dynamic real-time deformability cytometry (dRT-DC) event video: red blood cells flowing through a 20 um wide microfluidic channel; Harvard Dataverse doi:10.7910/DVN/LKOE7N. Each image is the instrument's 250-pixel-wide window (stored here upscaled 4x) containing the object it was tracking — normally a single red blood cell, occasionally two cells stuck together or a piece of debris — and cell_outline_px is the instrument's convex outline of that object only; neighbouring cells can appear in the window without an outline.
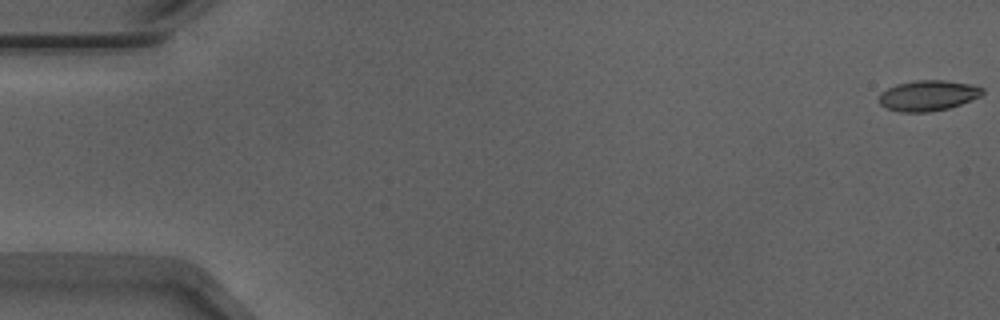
{"species": "Egyptian fruit bat (a non-hibernating species)", "species_latin": "Rousettus aegyptiacus", "temperature_condition": "warm", "stored_images_in_passage": 53, "camera_frame_rate_fps": 3000, "um_per_image_px": 0.085, "animal": {"sex": "male"}, "frame": {"image": 1, "passage_image": 1, "time_ms": 0.0, "image_size_px": [1000, 320], "cell_outline_px": [[984, 92], [980, 96], [960, 104], [948, 108], [928, 112], [900, 112], [888, 108], [880, 104], [880, 92], [896, 84], [916, 80], [944, 80], [968, 84], [984, 88]], "centroid_in_image_um": [78.87, 8.12], "position_along_channel_um": 6.1, "area_um2": 18.21}}
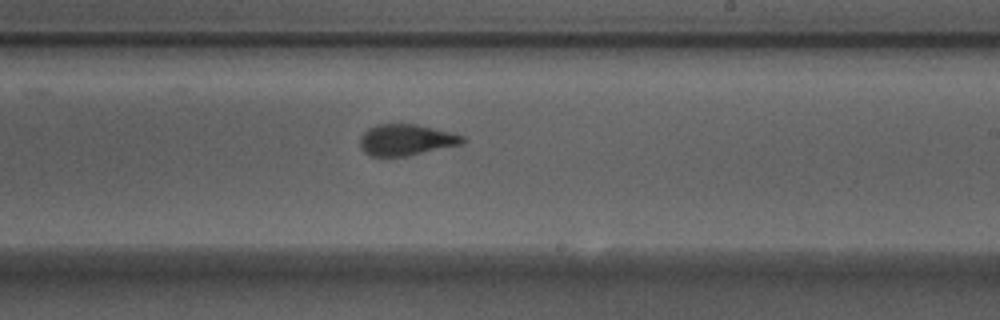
{"frame": {"image": 2, "passage_image": 32, "time_ms": 10.333, "image_size_px": [1000, 320], "cell_outline_px": [[464, 144], [408, 156], [372, 156], [364, 152], [360, 148], [360, 136], [368, 128], [376, 124], [416, 124], [452, 132], [464, 136]], "centroid_in_image_um": [34.53, 11.89], "position_along_channel_um": 254.5, "area_um2": 18.84}}
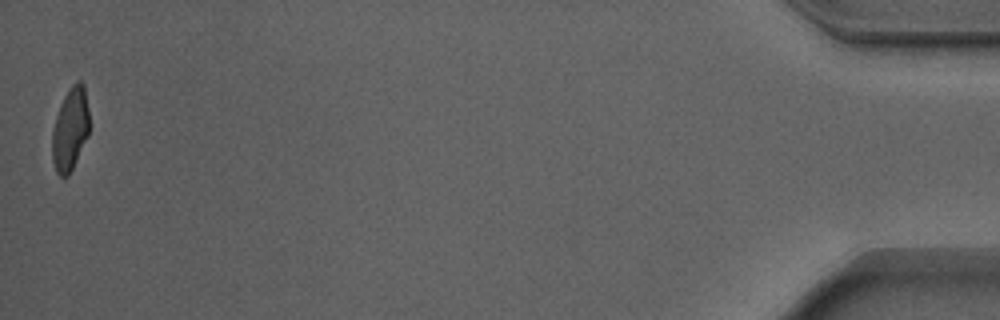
{"frame": {"image": 3, "passage_image": 53, "time_ms": 17.333, "image_size_px": [1000, 320], "cell_outline_px": [[88, 136], [68, 176], [60, 176], [56, 172], [52, 160], [52, 132], [56, 116], [60, 104], [64, 96], [72, 84], [76, 80], [80, 80], [84, 84], [88, 108]], "centroid_in_image_um": [5.96, 10.95], "position_along_channel_um": 429.2, "area_um2": 17.86}, "authors_computed_cell_mechanics": {"area_um2": 19.0162, "velocity_mm_per_s": 3.9135, "shape_relaxation_time_tau1_ms": 5.1983, "shape_relaxation_time_tau2_ms": 0.8703, "deformation_change_tau1": 0.1935, "deformation_change_tau2": 0.0874}}